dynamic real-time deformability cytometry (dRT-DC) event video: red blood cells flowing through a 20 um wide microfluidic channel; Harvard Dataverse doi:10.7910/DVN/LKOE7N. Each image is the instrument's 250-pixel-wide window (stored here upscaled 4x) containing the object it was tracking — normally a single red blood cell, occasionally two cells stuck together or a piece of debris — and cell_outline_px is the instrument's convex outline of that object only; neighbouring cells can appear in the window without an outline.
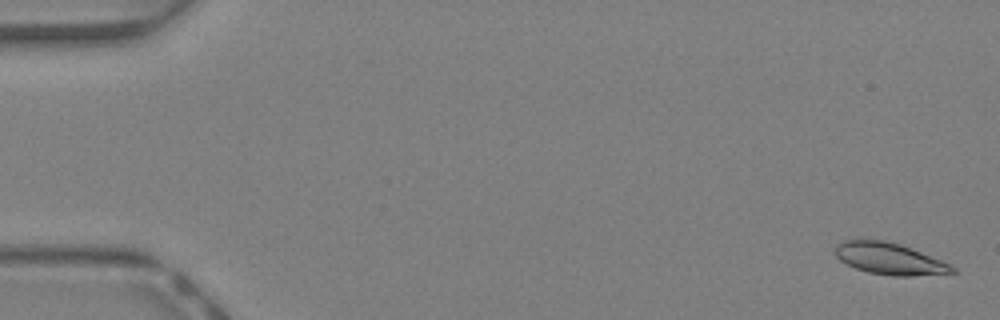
{"species": "Egyptian fruit bat (a non-hibernating species)", "species_latin": "Rousettus aegyptiacus", "temperature_condition": "warm", "stored_images_in_passage": 46, "camera_frame_rate_fps": 3000, "um_per_image_px": 0.085, "animal": {"sex": "female"}, "frame": {"image": 1, "passage_image": 2, "time_ms": 0.333, "image_size_px": [1000, 320], "cell_outline_px": [[956, 272], [912, 276], [892, 276], [868, 272], [856, 268], [840, 260], [836, 256], [836, 244], [844, 240], [884, 240], [900, 244], [940, 260], [956, 268]], "centroid_in_image_um": [75.59, 21.99], "position_along_channel_um": 9.4, "area_um2": 21.21}}
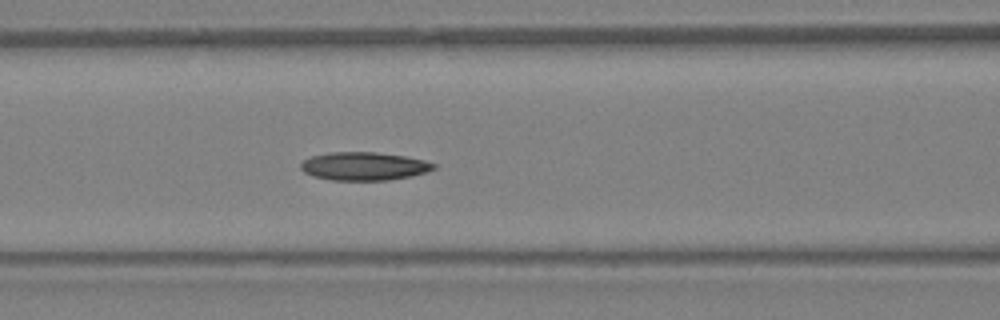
{"frame": {"image": 2, "passage_image": 20, "time_ms": 6.333, "image_size_px": [1000, 320], "cell_outline_px": [[436, 168], [428, 172], [412, 176], [388, 180], [332, 180], [312, 176], [304, 172], [300, 168], [300, 164], [304, 160], [312, 156], [332, 152], [376, 152], [404, 156], [424, 160], [436, 164]], "centroid_in_image_um": [30.96, 14.13], "position_along_channel_um": 135.6, "area_um2": 21.91}}
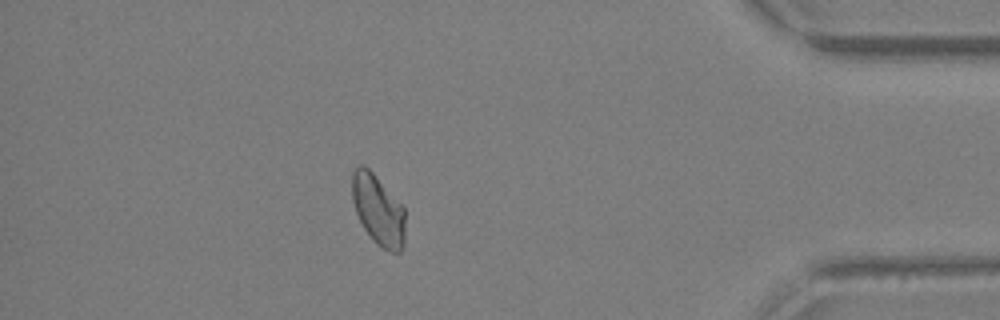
{"frame": {"image": 3, "passage_image": 40, "time_ms": 13.0, "image_size_px": [1000, 320], "cell_outline_px": [[404, 240], [400, 252], [392, 252], [376, 244], [372, 240], [364, 228], [356, 212], [352, 200], [352, 172], [360, 164], [364, 164], [404, 204]], "centroid_in_image_um": [32.15, 17.81], "position_along_channel_um": 403.1, "area_um2": 21.91}}